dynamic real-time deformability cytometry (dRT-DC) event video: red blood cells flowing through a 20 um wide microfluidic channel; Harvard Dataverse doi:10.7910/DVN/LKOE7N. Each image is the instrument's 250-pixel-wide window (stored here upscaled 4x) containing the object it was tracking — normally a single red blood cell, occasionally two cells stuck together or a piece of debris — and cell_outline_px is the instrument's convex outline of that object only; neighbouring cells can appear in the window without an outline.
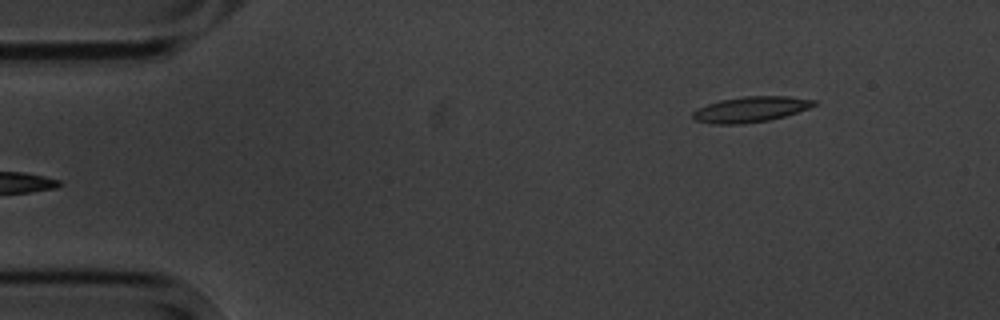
{"species": "common noctule bat (a hibernating species)", "species_latin": "Nyctalus noctula", "temperature_condition": "cold", "stored_images_in_passage": 5, "segment_of_instrument_passage": [2, 2], "camera_frame_rate_fps": 3000, "um_per_image_px": 0.085, "animal": {"sex": "male", "body_mass_g": 20.1, "forearm_length_mm": 53.5}, "frame": {"image": 1, "passage_image": 5, "time_ms": 5.667, "image_size_px": [1000, 320], "cell_outline_px": [[816, 104], [808, 108], [784, 116], [768, 120], [744, 124], [712, 124], [696, 120], [692, 116], [692, 112], [696, 108], [720, 100], [744, 96], [788, 96], [816, 100]], "centroid_in_image_um": [63.77, 9.29], "position_along_channel_um": 21.2, "area_um2": 17.98}}